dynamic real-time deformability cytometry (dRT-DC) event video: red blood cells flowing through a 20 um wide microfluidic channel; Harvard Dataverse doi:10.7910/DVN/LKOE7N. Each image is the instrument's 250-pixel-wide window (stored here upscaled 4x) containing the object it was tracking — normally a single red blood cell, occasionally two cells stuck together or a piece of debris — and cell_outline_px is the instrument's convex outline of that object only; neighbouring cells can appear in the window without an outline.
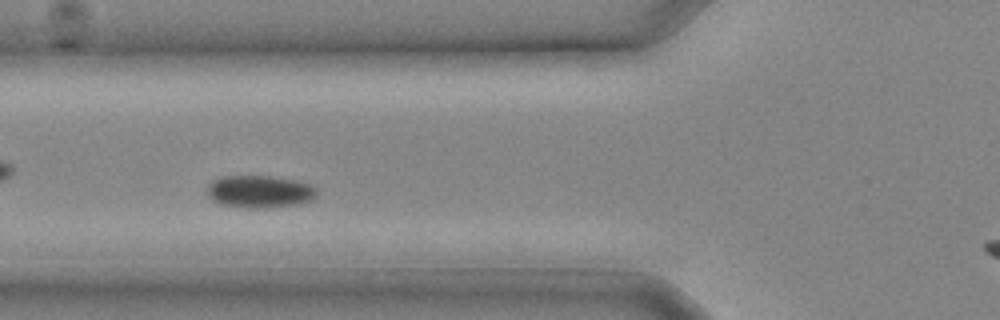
{"species": "common noctule bat (a hibernating species)", "species_latin": "Nyctalus noctula", "temperature_condition": "cold", "stored_images_in_passage": 20, "camera_frame_rate_fps": 3000, "um_per_image_px": 0.085, "animal": {"sex": "male", "body_mass_g": 20.4}, "frame": {"image": 1, "passage_image": 10, "time_ms": 3.0, "image_size_px": [1000, 320], "cell_outline_px": [[316, 196], [300, 204], [268, 208], [248, 208], [220, 204], [212, 200], [208, 196], [208, 184], [212, 180], [220, 176], [272, 176], [296, 180], [308, 184], [316, 188]], "centroid_in_image_um": [22.04, 16.28], "position_along_channel_um": 103.8, "area_um2": 20.81}}
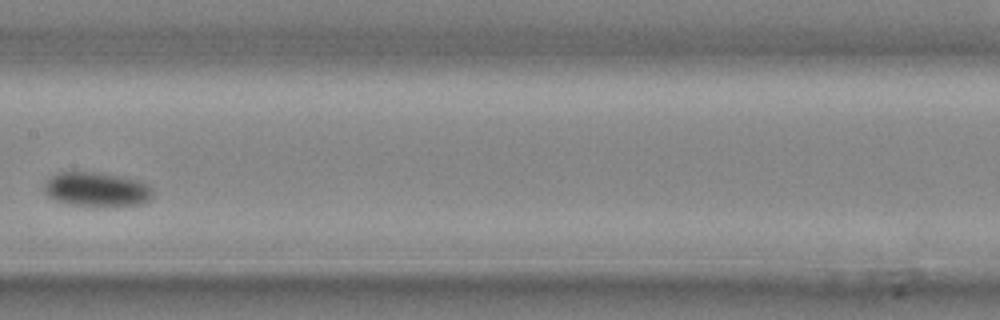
{"frame": {"image": 2, "passage_image": 14, "time_ms": 4.333, "image_size_px": [1000, 320], "cell_outline_px": [[152, 196], [144, 204], [112, 208], [96, 208], [68, 204], [56, 200], [48, 196], [44, 192], [44, 188], [48, 180], [52, 176], [60, 172], [88, 172], [116, 176], [140, 180], [148, 184], [152, 192]], "centroid_in_image_um": [8.25, 16.16], "position_along_channel_um": 199.1, "area_um2": 22.14}}
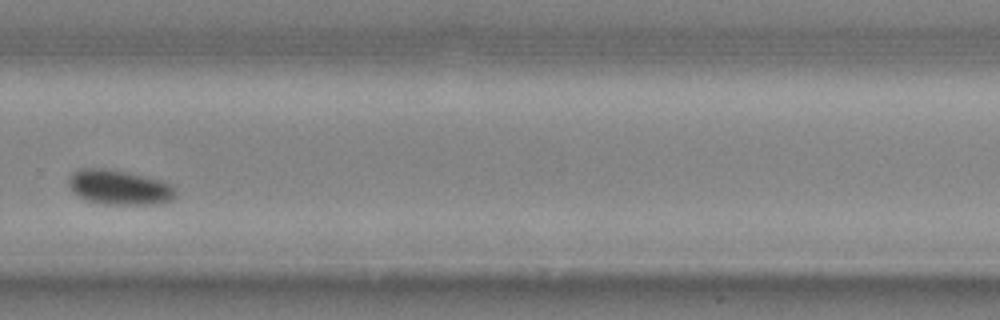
{"frame": {"image": 3, "passage_image": 19, "time_ms": 6.0, "image_size_px": [1000, 320], "cell_outline_px": [[172, 200], [164, 204], [104, 204], [88, 200], [80, 196], [68, 184], [68, 180], [72, 172], [80, 168], [104, 168], [128, 172], [156, 180], [168, 184], [172, 188]], "centroid_in_image_um": [10.08, 15.92], "position_along_channel_um": 319.7, "area_um2": 21.1}}